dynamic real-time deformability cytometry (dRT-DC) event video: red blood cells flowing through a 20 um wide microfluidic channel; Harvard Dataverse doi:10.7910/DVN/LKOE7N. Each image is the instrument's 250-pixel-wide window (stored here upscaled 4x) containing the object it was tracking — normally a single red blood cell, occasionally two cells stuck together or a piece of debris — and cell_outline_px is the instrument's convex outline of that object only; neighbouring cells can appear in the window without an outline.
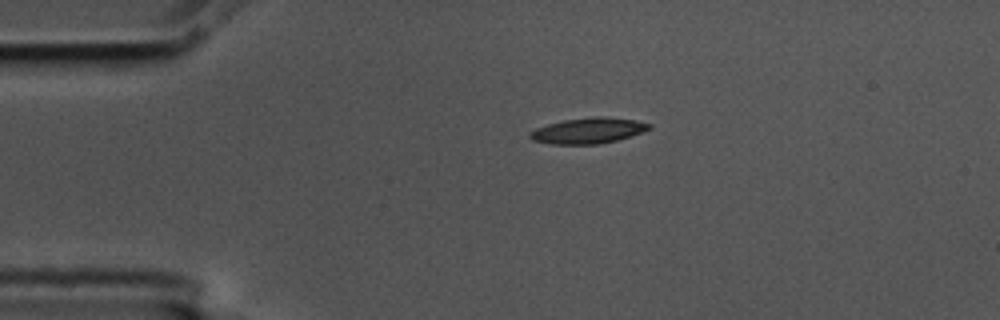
{"species": "common noctule bat (a hibernating species)", "species_latin": "Nyctalus noctula", "temperature_condition": "cold", "stored_images_in_passage": 2, "camera_frame_rate_fps": 3000, "um_per_image_px": 0.085, "animal": {"sex": "male", "body_mass_g": 17.5, "forearm_length_mm": 52.3}, "frame": {"image": 1, "passage_image": 1, "time_ms": 0.0, "image_size_px": [1000, 320], "cell_outline_px": [[652, 128], [616, 140], [596, 144], [552, 144], [532, 140], [528, 136], [528, 132], [536, 128], [548, 124], [564, 120], [596, 116], [604, 116], [636, 120], [652, 124]], "centroid_in_image_um": [49.97, 11.09], "position_along_channel_um": 35.0, "area_um2": 17.74}}